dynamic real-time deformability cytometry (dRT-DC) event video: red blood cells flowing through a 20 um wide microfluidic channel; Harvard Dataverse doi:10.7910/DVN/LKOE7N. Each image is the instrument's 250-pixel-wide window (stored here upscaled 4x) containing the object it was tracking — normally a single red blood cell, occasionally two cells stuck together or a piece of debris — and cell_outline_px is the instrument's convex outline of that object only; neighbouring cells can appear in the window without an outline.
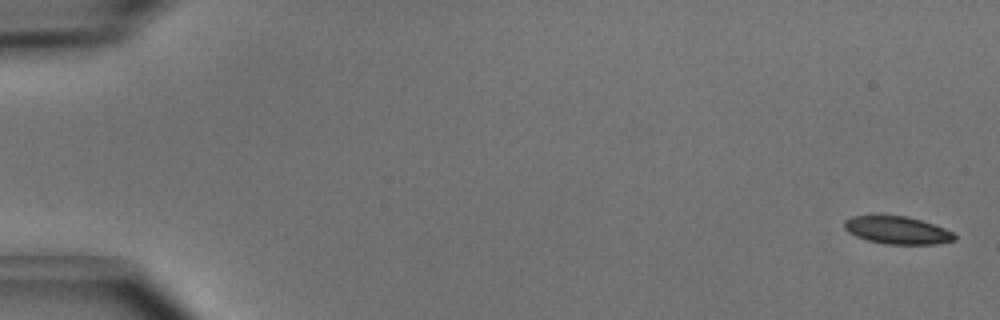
{"species": "common noctule bat (a hibernating species)", "species_latin": "Nyctalus noctula", "temperature_condition": "cold", "stored_images_in_passage": 2, "segment_of_instrument_passage": [2, 2], "camera_frame_rate_fps": 3000, "um_per_image_px": 0.085, "animal": {"sex": "male", "body_mass_g": 15.6}, "frame": {"image": 1, "passage_image": 2, "time_ms": 0.333, "image_size_px": [1000, 320], "cell_outline_px": [[956, 240], [936, 244], [884, 244], [868, 240], [856, 236], [848, 232], [844, 228], [844, 220], [852, 216], [880, 212], [884, 212], [904, 216], [920, 220], [944, 228], [952, 232], [956, 236]], "centroid_in_image_um": [76.19, 19.52], "position_along_channel_um": 8.8, "area_um2": 18.38}}